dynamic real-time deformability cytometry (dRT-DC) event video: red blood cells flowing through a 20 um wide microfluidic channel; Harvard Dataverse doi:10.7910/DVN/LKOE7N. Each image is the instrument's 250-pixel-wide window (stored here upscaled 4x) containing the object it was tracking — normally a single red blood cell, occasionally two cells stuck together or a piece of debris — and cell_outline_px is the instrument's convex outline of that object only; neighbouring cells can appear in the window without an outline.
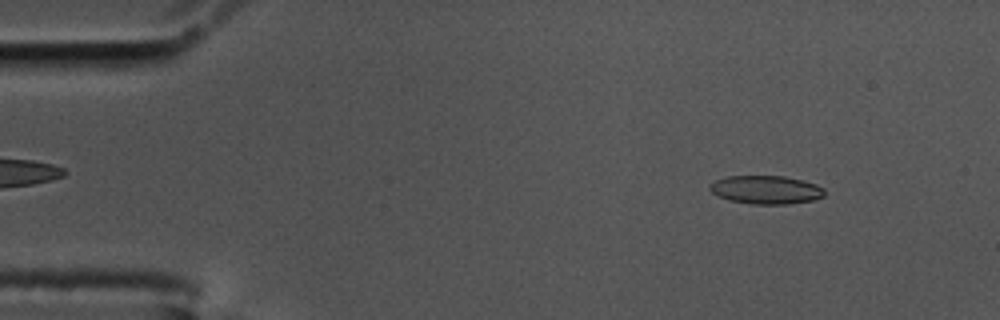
{"species": "common noctule bat (a hibernating species)", "species_latin": "Nyctalus noctula", "temperature_condition": "cold", "stored_images_in_passage": 57, "camera_frame_rate_fps": 3000, "um_per_image_px": 0.085, "animal": {"sex": "male", "body_mass_g": 17.5, "forearm_length_mm": 52.3}, "frame": {"image": 1, "passage_image": 6, "time_ms": 1.667, "image_size_px": [1000, 320], "cell_outline_px": [[824, 196], [812, 200], [788, 204], [752, 204], [728, 200], [716, 196], [708, 188], [708, 184], [716, 180], [728, 176], [784, 176], [804, 180], [816, 184], [824, 188]], "centroid_in_image_um": [65.08, 16.13], "position_along_channel_um": 19.9, "area_um2": 19.13}}
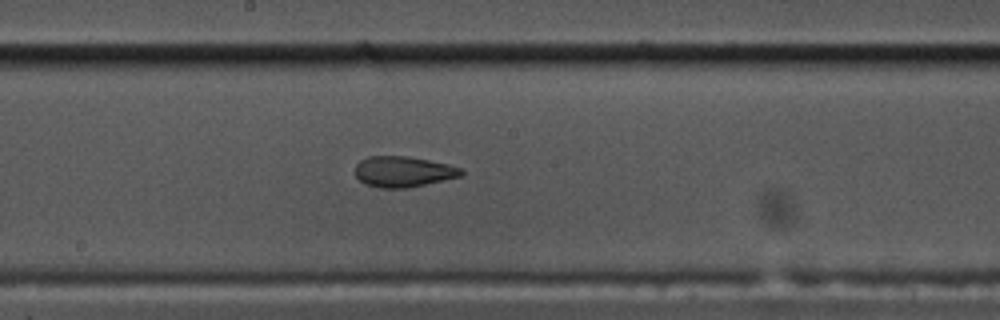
{"frame": {"image": 2, "passage_image": 30, "time_ms": 9.667, "image_size_px": [1000, 320], "cell_outline_px": [[464, 176], [408, 188], [376, 188], [364, 184], [356, 176], [356, 164], [360, 160], [368, 156], [404, 156], [428, 160], [448, 164], [464, 168]], "centroid_in_image_um": [34.31, 14.6], "position_along_channel_um": 213.9, "area_um2": 19.25}}
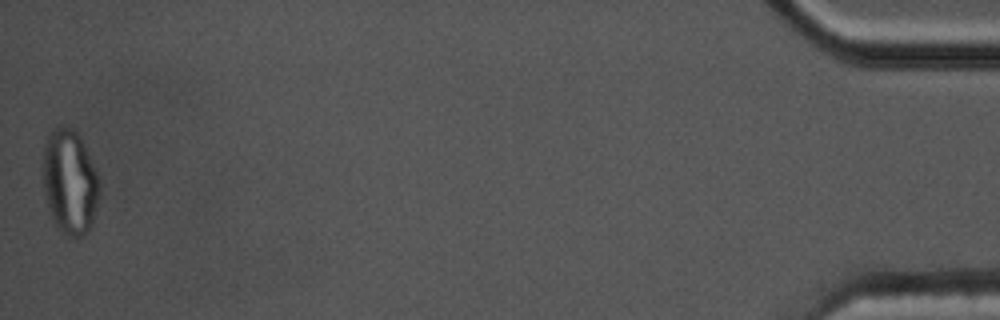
{"frame": {"image": 3, "passage_image": 57, "time_ms": 18.667, "image_size_px": [1000, 320], "cell_outline_px": [[100, 192], [92, 224], [88, 232], [84, 236], [64, 236], [56, 224], [52, 216], [44, 192], [44, 144], [48, 136], [56, 128], [72, 128], [80, 136], [100, 180]], "centroid_in_image_um": [5.96, 15.5], "position_along_channel_um": 429.2, "area_um2": 33.99}, "authors_computed_cell_mechanics": {"area_um2": 19.363, "velocity_mm_per_s": 3.4548, "shape_relaxation_time_tau1_ms": 9.9501, "shape_relaxation_time_tau2_ms": 1.7602, "deformation_change_tau1": 0.2439, "deformation_change_tau2": 0.0923}}